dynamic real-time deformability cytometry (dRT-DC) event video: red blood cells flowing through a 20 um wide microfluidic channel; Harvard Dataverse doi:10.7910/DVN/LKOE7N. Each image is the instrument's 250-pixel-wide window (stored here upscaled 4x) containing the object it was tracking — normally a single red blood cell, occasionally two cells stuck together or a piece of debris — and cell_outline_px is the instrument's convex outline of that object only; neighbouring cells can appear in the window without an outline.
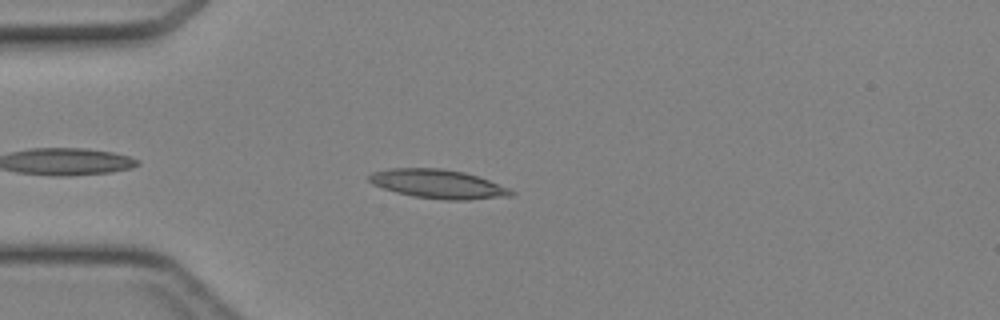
{"species": "Egyptian fruit bat (a non-hibernating species)", "species_latin": "Rousettus aegyptiacus", "temperature_condition": "cold", "stored_images_in_passage": 35, "camera_frame_rate_fps": 3000, "um_per_image_px": 0.085, "animal": {"sex": "female"}, "frame": {"image": 1, "passage_image": 4, "time_ms": 1.0, "image_size_px": [1000, 320], "cell_outline_px": [[516, 192], [512, 196], [468, 200], [448, 200], [412, 196], [396, 192], [372, 184], [368, 180], [368, 176], [372, 172], [392, 168], [440, 168], [464, 172], [488, 180], [508, 188]], "centroid_in_image_um": [37.23, 15.64], "position_along_channel_um": 47.8, "area_um2": 23.81}}
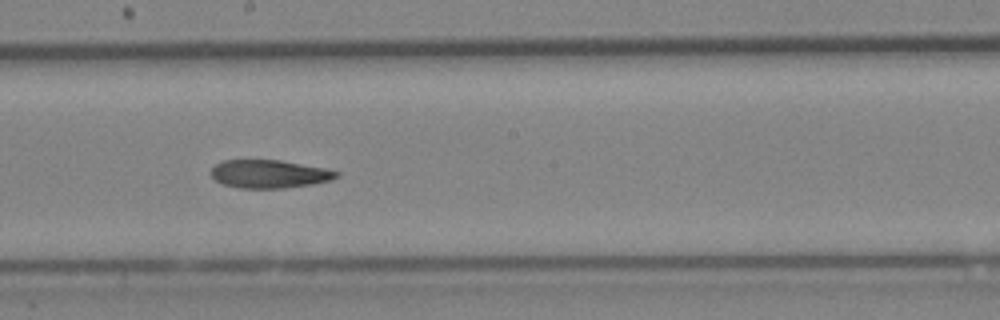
{"frame": {"image": 2, "passage_image": 17, "time_ms": 5.333, "image_size_px": [1000, 320], "cell_outline_px": [[340, 176], [328, 180], [312, 184], [284, 188], [240, 188], [224, 184], [216, 180], [212, 176], [212, 168], [216, 164], [224, 160], [280, 160], [324, 168], [340, 172]], "centroid_in_image_um": [22.9, 14.78], "position_along_channel_um": 225.3, "area_um2": 20.35}}
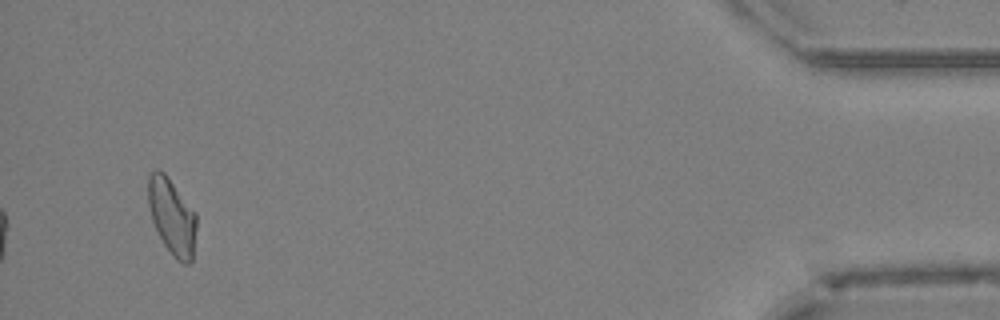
{"frame": {"image": 3, "passage_image": 35, "time_ms": 11.333, "image_size_px": [1000, 320], "cell_outline_px": [[196, 228], [192, 260], [188, 264], [184, 264], [176, 260], [164, 244], [152, 220], [148, 204], [148, 176], [156, 168], [160, 168], [164, 172], [196, 212]], "centroid_in_image_um": [14.62, 18.39], "position_along_channel_um": 420.6, "area_um2": 21.39}}